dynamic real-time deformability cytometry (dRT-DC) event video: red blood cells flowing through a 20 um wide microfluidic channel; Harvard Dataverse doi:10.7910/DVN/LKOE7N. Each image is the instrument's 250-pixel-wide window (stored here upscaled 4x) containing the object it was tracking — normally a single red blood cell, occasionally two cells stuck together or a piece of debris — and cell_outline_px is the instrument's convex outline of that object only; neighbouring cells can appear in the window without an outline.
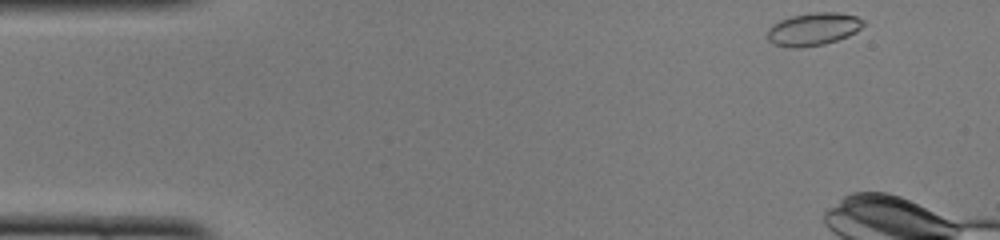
{"species": "common noctule bat (a hibernating species)", "species_latin": "Nyctalus noctula", "temperature_condition": "cold", "stored_images_in_passage": 7, "camera_frame_rate_fps": 3000, "um_per_image_px": 0.085, "animal": {"sex": "female", "body_mass_g": 22.0, "forearm_length_mm": 56.7}, "frame": {"image": 1, "passage_image": 1, "time_ms": 0.0, "image_size_px": [1000, 240], "cell_outline_px": [[864, 24], [856, 32], [848, 36], [824, 44], [800, 48], [792, 48], [772, 44], [768, 40], [768, 28], [772, 24], [780, 20], [792, 16], [812, 12], [840, 12], [856, 16], [864, 20]], "centroid_in_image_um": [69.12, 2.47], "position_along_channel_um": 15.9, "area_um2": 18.44}}